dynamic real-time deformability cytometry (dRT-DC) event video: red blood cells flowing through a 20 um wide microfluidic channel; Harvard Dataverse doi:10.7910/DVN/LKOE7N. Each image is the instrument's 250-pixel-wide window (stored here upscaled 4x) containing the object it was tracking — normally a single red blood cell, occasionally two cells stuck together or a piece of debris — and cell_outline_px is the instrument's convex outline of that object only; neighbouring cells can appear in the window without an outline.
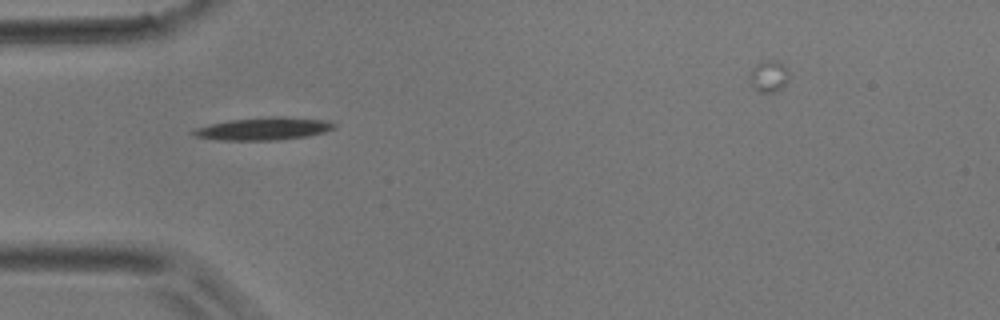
{"species": "common noctule bat (a hibernating species)", "species_latin": "Nyctalus noctula", "temperature_condition": "room temperature", "stored_images_in_passage": 3, "camera_frame_rate_fps": 3000, "um_per_image_px": 0.085, "animal": {"sex": "male", "body_mass_g": 17.9}, "frame": {"image": 1, "passage_image": 1, "time_ms": 0.0, "image_size_px": [1000, 320], "cell_outline_px": [[336, 128], [324, 132], [308, 136], [280, 140], [220, 140], [192, 136], [188, 132], [196, 128], [228, 120], [272, 116], [284, 116], [328, 120], [336, 124]], "centroid_in_image_um": [22.42, 10.94], "position_along_channel_um": 62.6, "area_um2": 18.84}}
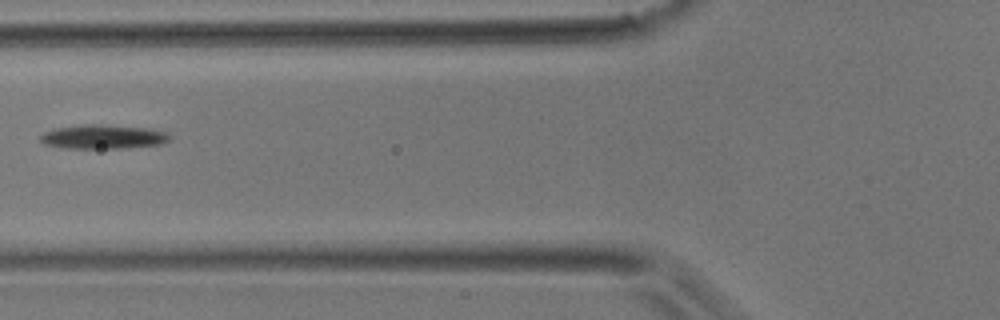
{"frame": {"image": 2, "passage_image": 2, "time_ms": 0.333, "image_size_px": [1000, 320], "cell_outline_px": [[172, 136], [164, 144], [120, 148], [68, 148], [44, 144], [40, 140], [40, 136], [44, 132], [56, 128], [84, 124], [96, 124], [148, 128], [168, 132]], "centroid_in_image_um": [8.8, 11.62], "position_along_channel_um": 117.0, "area_um2": 18.15}}
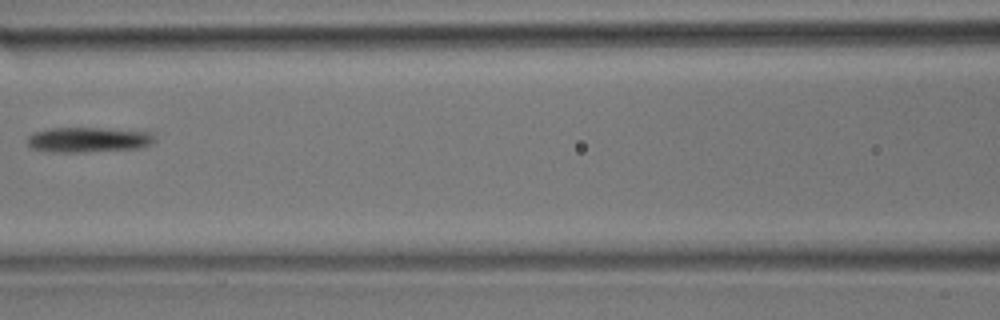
{"frame": {"image": 3, "passage_image": 3, "time_ms": 0.667, "image_size_px": [1000, 320], "cell_outline_px": [[156, 140], [152, 144], [144, 148], [88, 152], [56, 152], [32, 148], [28, 144], [28, 136], [32, 132], [52, 128], [100, 128], [152, 132], [156, 136]], "centroid_in_image_um": [7.58, 11.88], "position_along_channel_um": 159.0, "area_um2": 18.84}}